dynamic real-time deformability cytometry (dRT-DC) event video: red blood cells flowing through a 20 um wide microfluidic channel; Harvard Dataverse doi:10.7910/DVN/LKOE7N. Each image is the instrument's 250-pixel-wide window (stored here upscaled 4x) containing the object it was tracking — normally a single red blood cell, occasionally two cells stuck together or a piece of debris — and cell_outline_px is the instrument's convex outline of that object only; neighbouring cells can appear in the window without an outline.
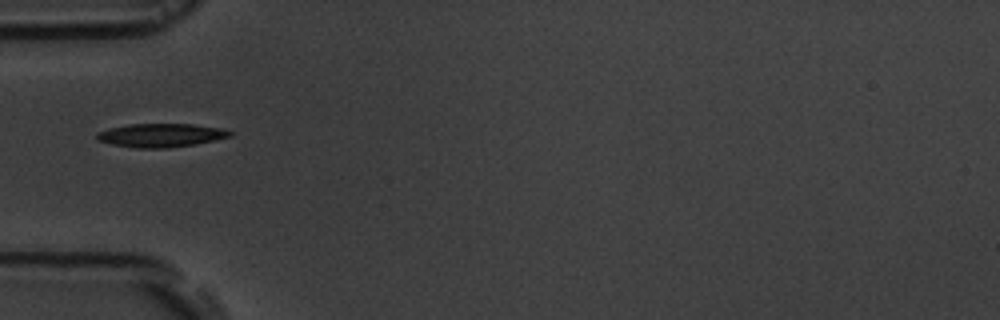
{"species": "common noctule bat (a hibernating species)", "species_latin": "Nyctalus noctula", "temperature_condition": "room temperature", "stored_images_in_passage": 8, "camera_frame_rate_fps": 3000, "um_per_image_px": 0.085, "animal": {"sex": "male", "body_mass_g": 19.5, "forearm_length_mm": 54.6}, "frame": {"image": 1, "passage_image": 3, "time_ms": 3.0, "image_size_px": [1000, 320], "cell_outline_px": [[232, 136], [192, 144], [168, 148], [136, 148], [112, 144], [96, 140], [96, 132], [108, 128], [128, 124], [192, 124], [220, 128], [232, 132]], "centroid_in_image_um": [13.6, 11.49], "position_along_channel_um": 71.4, "area_um2": 18.15}}
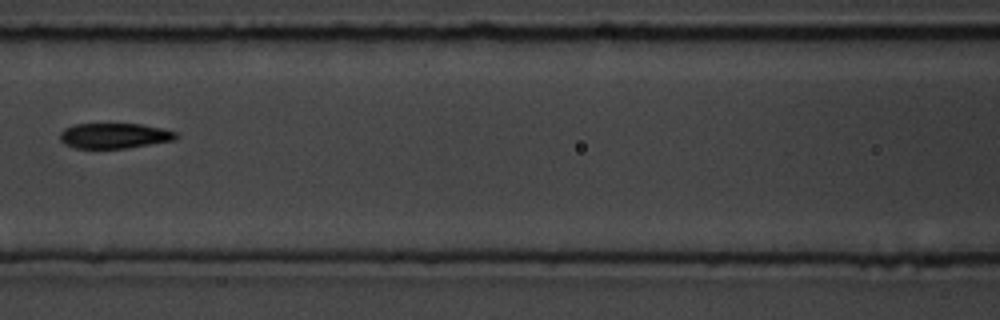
{"frame": {"image": 2, "passage_image": 5, "time_ms": 5.333, "image_size_px": [1000, 320], "cell_outline_px": [[180, 136], [176, 140], [124, 148], [76, 148], [64, 144], [60, 140], [60, 132], [64, 128], [76, 124], [140, 124], [160, 128], [176, 132]], "centroid_in_image_um": [9.72, 11.54], "position_along_channel_um": 156.9, "area_um2": 17.05}}
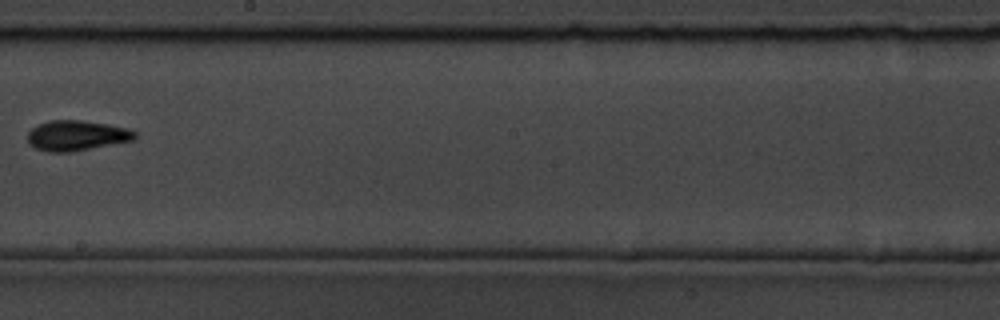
{"frame": {"image": 3, "passage_image": 7, "time_ms": 7.667, "image_size_px": [1000, 320], "cell_outline_px": [[136, 136], [132, 140], [72, 152], [48, 152], [36, 148], [28, 144], [28, 132], [32, 128], [48, 120], [80, 120], [108, 124], [124, 128], [136, 132]], "centroid_in_image_um": [6.46, 11.52], "position_along_channel_um": 241.7, "area_um2": 18.73}}